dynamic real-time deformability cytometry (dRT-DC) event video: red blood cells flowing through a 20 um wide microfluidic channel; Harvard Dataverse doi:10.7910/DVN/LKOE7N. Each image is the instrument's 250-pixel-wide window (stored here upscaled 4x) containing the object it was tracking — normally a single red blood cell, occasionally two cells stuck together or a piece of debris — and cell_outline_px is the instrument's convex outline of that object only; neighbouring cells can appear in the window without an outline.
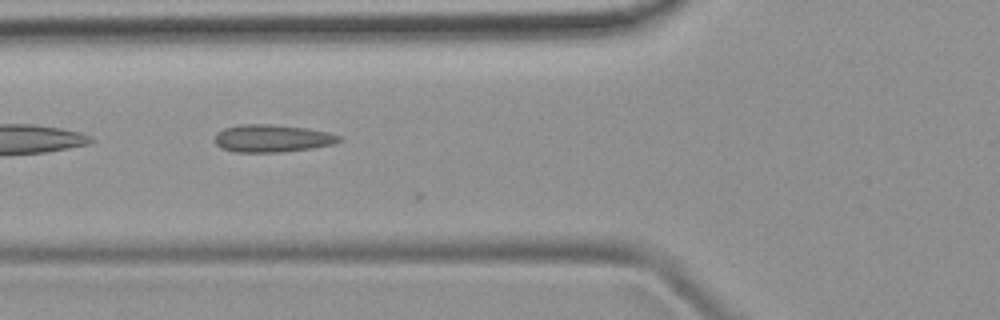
{"species": "common noctule bat (a hibernating species)", "species_latin": "Nyctalus noctula", "temperature_condition": "room temperature", "stored_images_in_passage": 4, "camera_frame_rate_fps": 3000, "um_per_image_px": 0.085, "animal": {"sex": "female", "body_mass_g": 19.9}, "frame": {"image": 1, "passage_image": 2, "time_ms": 1.0, "image_size_px": [1000, 320], "cell_outline_px": [[344, 140], [332, 144], [312, 148], [280, 152], [236, 152], [220, 148], [216, 144], [216, 132], [224, 128], [240, 124], [268, 124], [304, 128], [328, 132], [340, 136]], "centroid_in_image_um": [23.12, 11.76], "position_along_channel_um": 102.7, "area_um2": 19.88}}
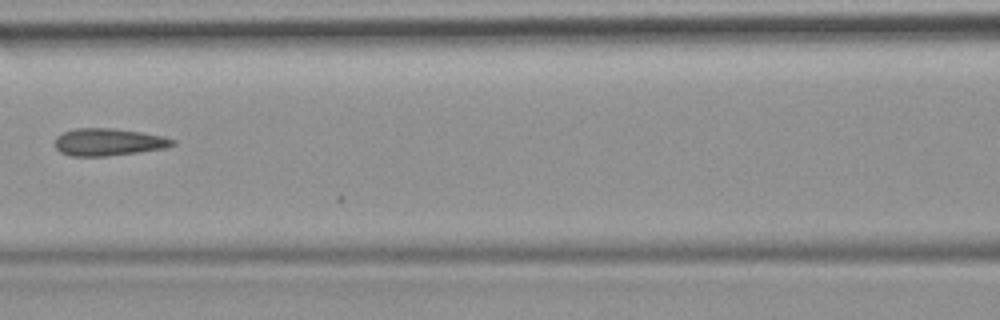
{"frame": {"image": 2, "passage_image": 3, "time_ms": 2.333, "image_size_px": [1000, 320], "cell_outline_px": [[176, 144], [164, 148], [136, 152], [104, 156], [72, 156], [60, 152], [56, 148], [56, 136], [64, 132], [76, 128], [112, 128], [140, 132], [164, 136], [176, 140]], "centroid_in_image_um": [9.22, 12.07], "position_along_channel_um": 157.4, "area_um2": 18.55}}
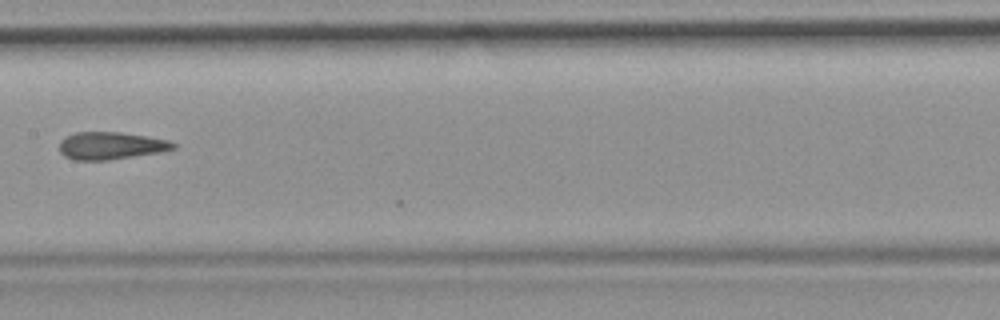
{"frame": {"image": 3, "passage_image": 4, "time_ms": 3.333, "image_size_px": [1000, 320], "cell_outline_px": [[176, 148], [160, 152], [108, 160], [72, 160], [64, 156], [60, 152], [60, 140], [64, 136], [76, 132], [120, 132], [168, 140], [176, 144]], "centroid_in_image_um": [9.38, 12.38], "position_along_channel_um": 198.0, "area_um2": 18.21}}